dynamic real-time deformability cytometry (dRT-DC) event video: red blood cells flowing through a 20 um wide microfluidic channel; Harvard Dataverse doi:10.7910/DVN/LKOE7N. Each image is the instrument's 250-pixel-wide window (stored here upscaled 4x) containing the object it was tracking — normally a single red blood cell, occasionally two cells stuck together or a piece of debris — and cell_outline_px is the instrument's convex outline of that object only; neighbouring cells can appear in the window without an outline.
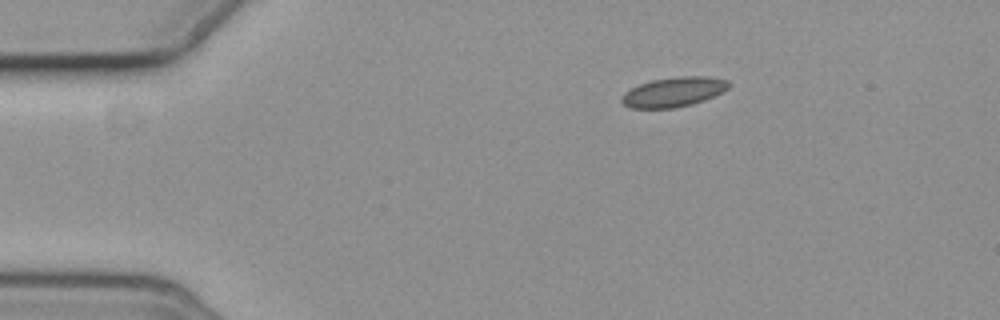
{"species": "common noctule bat (a hibernating species)", "species_latin": "Nyctalus noctula", "temperature_condition": "cold", "stored_images_in_passage": 3, "camera_frame_rate_fps": 3000, "um_per_image_px": 0.085, "animal": {"sex": "female", "body_mass_g": 19.3, "forearm_length_mm": 54.1}, "frame": {"image": 1, "passage_image": 1, "time_ms": 0.0, "image_size_px": [1000, 320], "cell_outline_px": [[732, 84], [728, 88], [704, 100], [692, 104], [676, 108], [632, 108], [624, 104], [620, 100], [620, 96], [624, 92], [640, 84], [652, 80], [676, 76], [708, 76], [728, 80]], "centroid_in_image_um": [57.25, 7.81], "position_along_channel_um": 27.7, "area_um2": 18.55}}
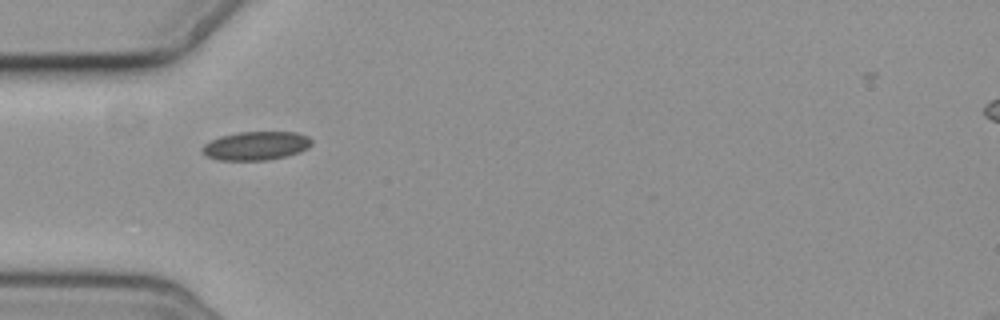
{"frame": {"image": 2, "passage_image": 3, "time_ms": 2.667, "image_size_px": [1000, 320], "cell_outline_px": [[312, 144], [308, 148], [300, 152], [288, 156], [268, 160], [216, 160], [200, 152], [200, 148], [204, 144], [220, 136], [240, 132], [296, 132], [308, 136], [312, 140]], "centroid_in_image_um": [21.76, 12.4], "position_along_channel_um": 63.2, "area_um2": 18.44}}